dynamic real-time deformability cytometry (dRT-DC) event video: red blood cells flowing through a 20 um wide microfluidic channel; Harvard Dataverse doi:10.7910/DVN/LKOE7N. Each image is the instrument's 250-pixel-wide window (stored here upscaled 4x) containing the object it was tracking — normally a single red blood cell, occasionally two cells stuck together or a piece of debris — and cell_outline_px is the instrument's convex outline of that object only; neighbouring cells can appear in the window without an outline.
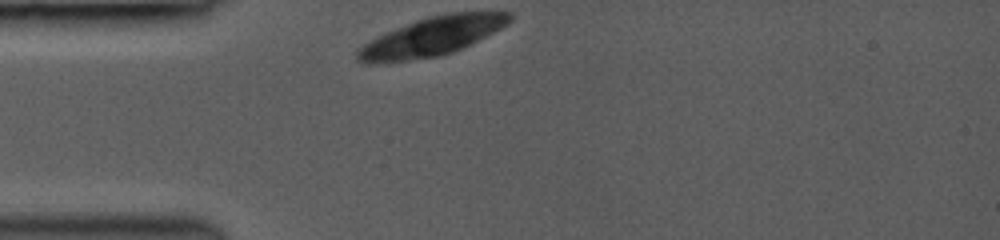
{"species": "common noctule bat (a hibernating species)", "species_latin": "Nyctalus noctula", "temperature_condition": "room temperature", "stored_images_in_passage": 6, "camera_frame_rate_fps": 3000, "um_per_image_px": 0.085, "animal": {"sex": "female", "body_mass_g": 19.0, "forearm_length_mm": 53.3}, "frame": {"image": 1, "passage_image": 1, "time_ms": 0.0, "image_size_px": [1000, 240], "cell_outline_px": [[512, 20], [508, 24], [452, 52], [440, 56], [368, 64], [364, 64], [356, 60], [356, 48], [376, 36], [416, 20], [428, 16], [452, 12], [512, 12]], "centroid_in_image_um": [36.64, 3.1], "position_along_channel_um": 48.4, "area_um2": 33.99}}